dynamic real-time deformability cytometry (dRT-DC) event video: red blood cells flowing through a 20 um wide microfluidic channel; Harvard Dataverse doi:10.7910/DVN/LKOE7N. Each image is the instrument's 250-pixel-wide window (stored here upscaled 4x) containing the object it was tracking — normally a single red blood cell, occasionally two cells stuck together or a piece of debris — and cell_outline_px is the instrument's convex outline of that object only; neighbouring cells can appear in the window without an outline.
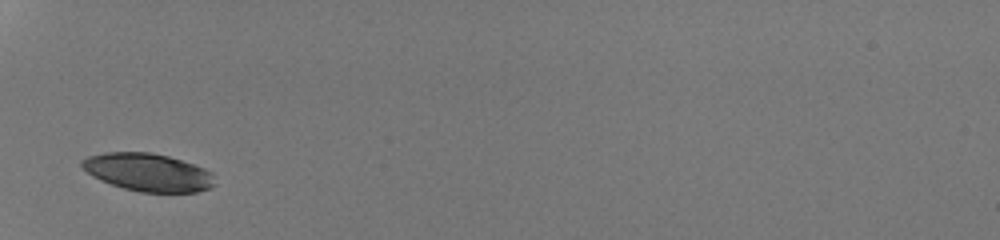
{"species": "human", "species_latin": "Homo sapiens", "temperature_condition": "room temperature", "stored_images_in_passage": 25, "camera_frame_rate_fps": 3000, "um_per_image_px": 0.085, "donor": {"sex": "male"}, "frame": {"image": 1, "passage_image": 1, "time_ms": 0.0, "image_size_px": [1000, 240], "cell_outline_px": [[212, 184], [208, 188], [196, 192], [140, 192], [124, 188], [100, 180], [92, 176], [80, 164], [80, 160], [88, 156], [104, 152], [152, 152], [168, 156], [204, 168], [212, 172]], "centroid_in_image_um": [12.53, 14.63], "position_along_channel_um": 72.5, "area_um2": 29.02}}
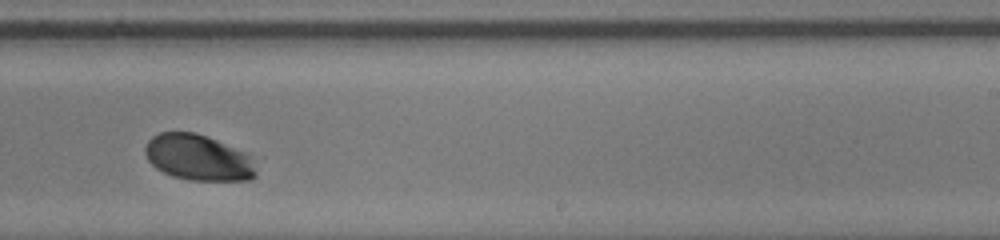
{"frame": {"image": 2, "passage_image": 16, "time_ms": 5.0, "image_size_px": [1000, 240], "cell_outline_px": [[256, 176], [248, 180], [188, 180], [172, 176], [156, 168], [148, 160], [144, 152], [144, 148], [148, 140], [152, 136], [160, 132], [196, 132], [216, 140], [244, 152], [248, 156], [256, 172]], "centroid_in_image_um": [16.79, 13.39], "position_along_channel_um": 272.2, "area_um2": 29.42}}
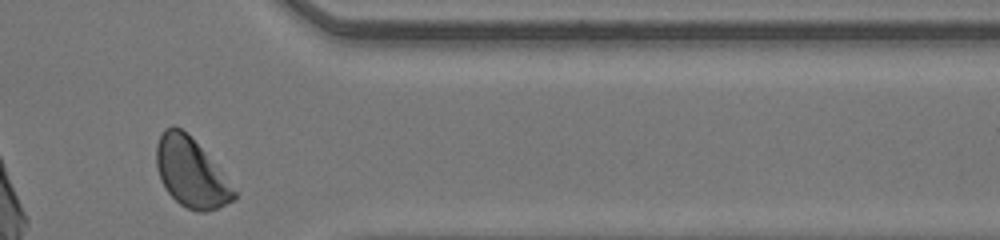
{"frame": {"image": 3, "passage_image": 25, "time_ms": 8.0, "image_size_px": [1000, 240], "cell_outline_px": [[236, 196], [232, 200], [216, 208], [204, 212], [200, 212], [188, 208], [180, 204], [164, 188], [160, 180], [156, 168], [156, 144], [164, 128], [172, 124], [180, 128], [200, 148], [236, 192]], "centroid_in_image_um": [16.14, 14.68], "position_along_channel_um": 395.3, "area_um2": 30.17}, "authors_computed_cell_mechanics": {"area_um2": 30.2294, "velocity_mm_per_s": 4.2093, "shape_relaxation_time_tau1_ms": 1.2248, "shape_relaxation_time_tau2_ms": null, "deformation_change_tau1": 0.0961, "deformation_change_tau2": null}}